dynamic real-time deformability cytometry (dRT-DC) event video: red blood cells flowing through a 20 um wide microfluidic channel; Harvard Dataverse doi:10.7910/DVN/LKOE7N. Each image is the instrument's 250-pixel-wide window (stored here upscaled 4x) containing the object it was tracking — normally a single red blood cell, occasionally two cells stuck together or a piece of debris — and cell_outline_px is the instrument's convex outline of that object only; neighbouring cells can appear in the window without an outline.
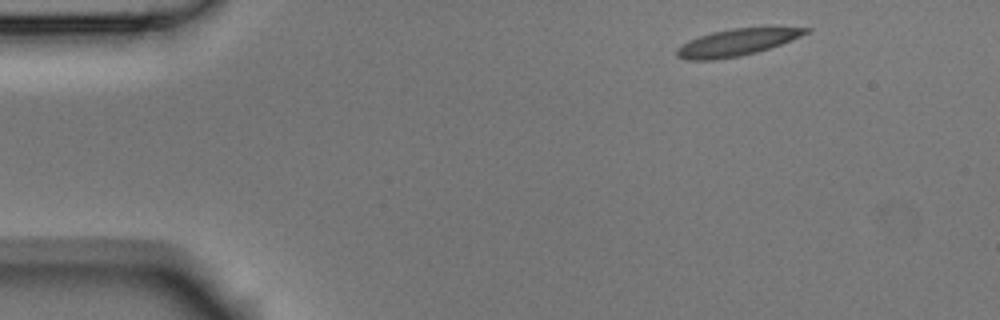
{"species": "Egyptian fruit bat (a non-hibernating species)", "species_latin": "Rousettus aegyptiacus", "temperature_condition": "room temperature", "stored_images_in_passage": 10, "camera_frame_rate_fps": 3000, "um_per_image_px": 0.085, "animal": {"sex": "male"}, "frame": {"image": 1, "passage_image": 1, "time_ms": 0.0, "image_size_px": [1000, 320], "cell_outline_px": [[812, 28], [808, 32], [792, 40], [756, 52], [740, 56], [712, 60], [688, 60], [676, 56], [676, 48], [700, 36], [712, 32], [732, 28], [768, 24]], "centroid_in_image_um": [62.75, 3.54], "position_along_channel_um": 22.3, "area_um2": 20.81}}
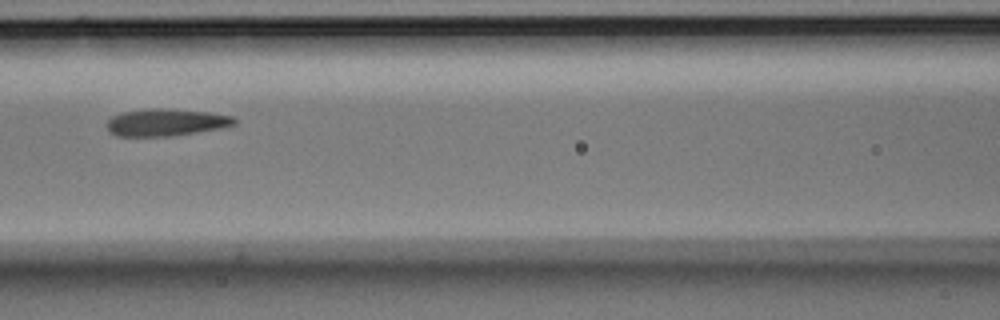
{"frame": {"image": 2, "passage_image": 6, "time_ms": 1.667, "image_size_px": [1000, 320], "cell_outline_px": [[236, 124], [220, 128], [172, 136], [116, 136], [108, 132], [108, 120], [112, 116], [124, 112], [152, 108], [160, 108], [208, 112], [232, 116], [236, 120]], "centroid_in_image_um": [14.09, 10.41], "position_along_channel_um": 152.5, "area_um2": 20.0}}
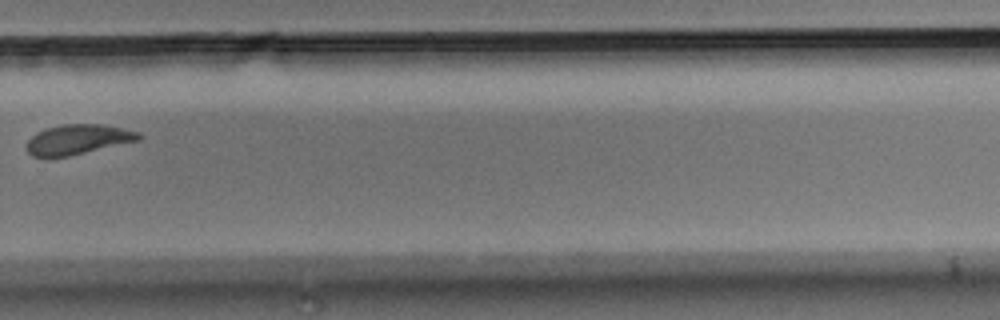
{"frame": {"image": 3, "passage_image": 10, "time_ms": 3.0, "image_size_px": [1000, 320], "cell_outline_px": [[140, 140], [68, 156], [32, 156], [24, 148], [28, 140], [36, 132], [48, 128], [64, 124], [100, 124], [140, 132]], "centroid_in_image_um": [6.59, 11.85], "position_along_channel_um": 323.2, "area_um2": 19.25}}